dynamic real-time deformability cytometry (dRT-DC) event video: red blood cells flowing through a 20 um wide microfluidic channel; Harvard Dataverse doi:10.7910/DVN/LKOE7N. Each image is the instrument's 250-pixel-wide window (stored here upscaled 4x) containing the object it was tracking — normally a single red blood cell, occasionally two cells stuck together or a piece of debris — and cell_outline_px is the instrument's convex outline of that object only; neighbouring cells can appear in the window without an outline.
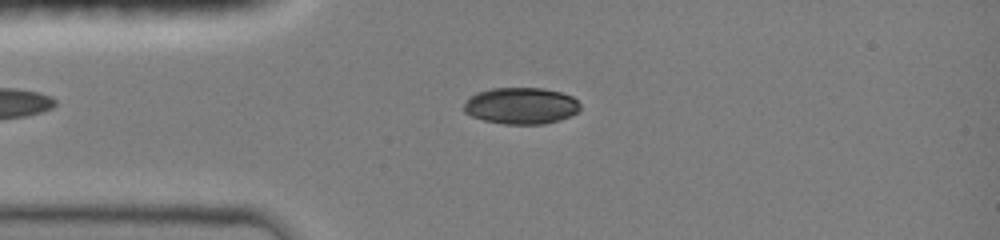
{"species": "common noctule bat (a hibernating species)", "species_latin": "Nyctalus noctula", "temperature_condition": "room temperature", "stored_images_in_passage": 59, "camera_frame_rate_fps": 3000, "um_per_image_px": 0.085, "animal": {"sex": "female", "body_mass_g": 19.0, "forearm_length_mm": 51.5}, "frame": {"image": 1, "passage_image": 9, "time_ms": 3.0, "image_size_px": [1000, 240], "cell_outline_px": [[580, 108], [572, 116], [560, 120], [544, 124], [504, 124], [484, 120], [472, 116], [464, 112], [464, 104], [476, 92], [492, 88], [540, 88], [560, 92], [572, 96], [580, 104]], "centroid_in_image_um": [44.3, 8.99], "position_along_channel_um": 40.7, "area_um2": 24.74}}
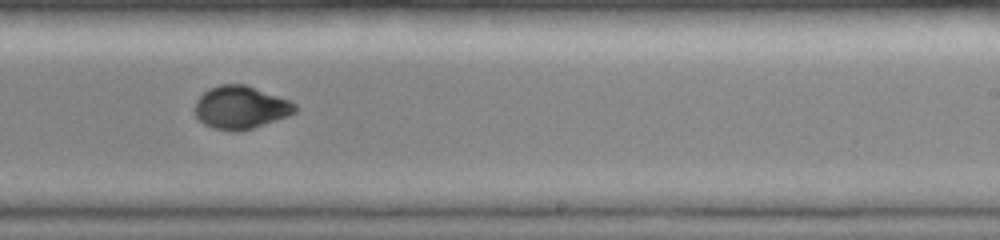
{"frame": {"image": 2, "passage_image": 41, "time_ms": 9.0, "image_size_px": [1000, 240], "cell_outline_px": [[296, 112], [288, 116], [240, 132], [232, 132], [212, 128], [204, 124], [196, 116], [192, 108], [196, 100], [208, 88], [220, 84], [248, 84], [288, 100], [296, 104]], "centroid_in_image_um": [20.41, 9.13], "position_along_channel_um": 268.6, "area_um2": 25.37}}
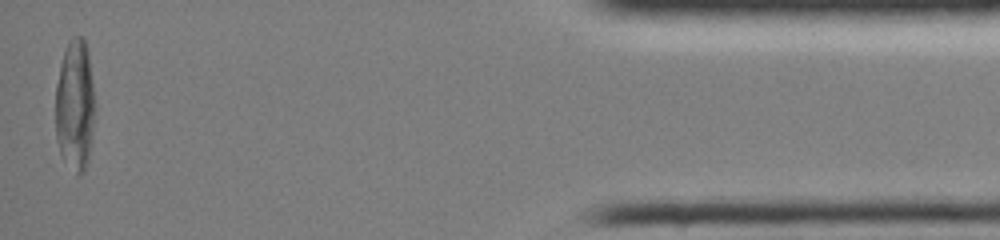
{"frame": {"image": 3, "passage_image": 58, "time_ms": 14.667, "image_size_px": [1000, 240], "cell_outline_px": [[92, 136], [88, 160], [84, 172], [80, 176], [76, 176], [60, 156], [56, 140], [56, 84], [60, 64], [68, 40], [72, 36], [84, 36], [88, 52], [92, 84]], "centroid_in_image_um": [6.34, 8.99], "position_along_channel_um": 428.9, "area_um2": 30.06}, "authors_computed_cell_mechanics": {"area_um2": 25.6054, "velocity_mm_per_s": 4.0771, "shape_relaxation_time_tau1_ms": 4.1516, "shape_relaxation_time_tau2_ms": 2.5105, "deformation_change_tau1": 0.1997, "deformation_change_tau2": 0.0326}}